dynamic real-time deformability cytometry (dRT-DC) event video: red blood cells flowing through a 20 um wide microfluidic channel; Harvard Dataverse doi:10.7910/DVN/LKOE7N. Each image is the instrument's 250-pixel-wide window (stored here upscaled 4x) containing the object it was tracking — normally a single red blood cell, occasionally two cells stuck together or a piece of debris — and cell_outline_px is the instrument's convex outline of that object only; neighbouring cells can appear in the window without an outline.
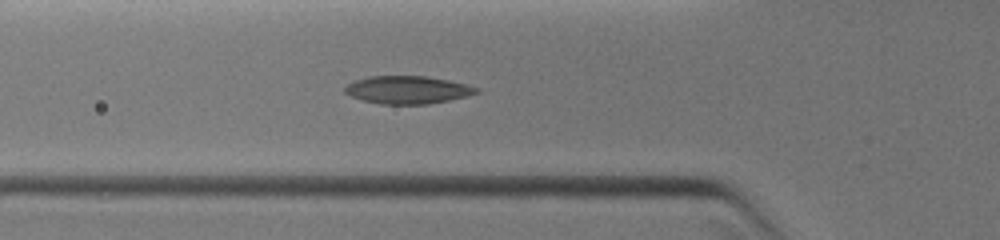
{"species": "common noctule bat (a hibernating species)", "species_latin": "Nyctalus noctula", "temperature_condition": "warm", "stored_images_in_passage": 16, "camera_frame_rate_fps": 3000, "um_per_image_px": 0.085, "animal": {"sex": "female", "body_mass_g": 19.0, "forearm_length_mm": 51.5}, "frame": {"image": 1, "passage_image": 3, "time_ms": 0.333, "image_size_px": [1000, 240], "cell_outline_px": [[480, 92], [468, 96], [428, 104], [380, 104], [364, 100], [352, 96], [344, 92], [344, 88], [348, 84], [356, 80], [368, 76], [424, 76], [448, 80], [480, 88]], "centroid_in_image_um": [34.66, 7.63], "position_along_channel_um": 91.1, "area_um2": 21.15}}
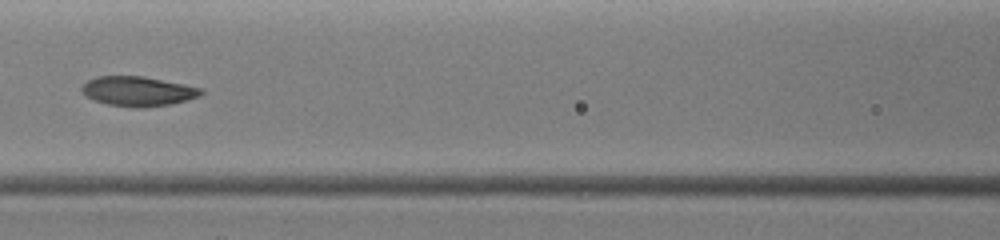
{"frame": {"image": 2, "passage_image": 11, "time_ms": 1.667, "image_size_px": [1000, 240], "cell_outline_px": [[204, 92], [200, 96], [188, 100], [168, 104], [144, 108], [140, 108], [108, 104], [84, 96], [80, 92], [80, 88], [88, 80], [96, 76], [144, 76], [204, 88]], "centroid_in_image_um": [11.73, 7.75], "position_along_channel_um": 154.9, "area_um2": 20.75}}
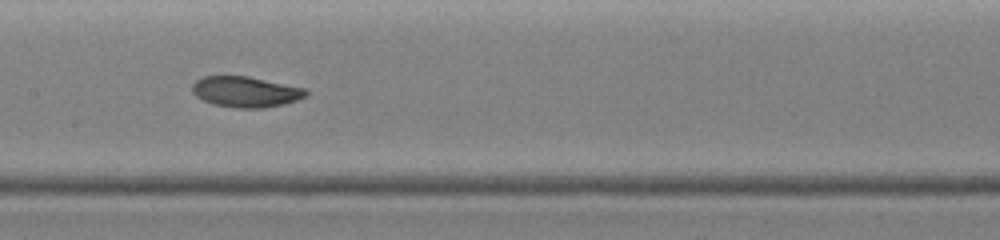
{"frame": {"image": 3, "passage_image": 15, "time_ms": 2.333, "image_size_px": [1000, 240], "cell_outline_px": [[308, 92], [304, 96], [296, 100], [284, 104], [264, 108], [236, 108], [212, 104], [196, 96], [192, 92], [192, 84], [196, 80], [204, 76], [248, 76], [308, 88]], "centroid_in_image_um": [20.89, 7.8], "position_along_channel_um": 186.5, "area_um2": 20.46}}